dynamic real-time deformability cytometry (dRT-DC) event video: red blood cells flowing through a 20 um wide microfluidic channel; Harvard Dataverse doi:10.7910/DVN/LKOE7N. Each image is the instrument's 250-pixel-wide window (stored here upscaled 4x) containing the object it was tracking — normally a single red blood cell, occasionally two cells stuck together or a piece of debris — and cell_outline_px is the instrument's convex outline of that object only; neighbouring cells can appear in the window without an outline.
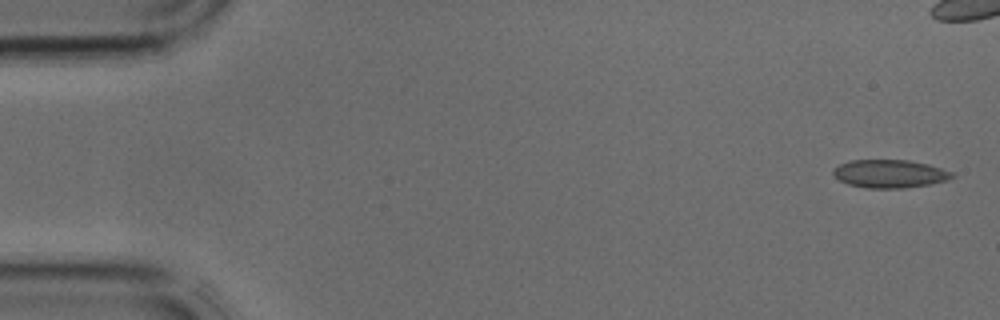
{"species": "common noctule bat (a hibernating species)", "species_latin": "Nyctalus noctula", "temperature_condition": "cold", "stored_images_in_passage": 5, "camera_frame_rate_fps": 3000, "um_per_image_px": 0.085, "animal": {"sex": "male", "body_mass_g": 17.9, "forearm_length_mm": 54.2}, "frame": {"image": 1, "passage_image": 1, "time_ms": 0.0, "image_size_px": [1000, 320], "cell_outline_px": [[956, 176], [948, 180], [928, 184], [904, 188], [864, 188], [848, 184], [832, 176], [832, 168], [848, 160], [908, 160], [928, 164], [952, 172]], "centroid_in_image_um": [75.58, 14.77], "position_along_channel_um": 9.4, "area_um2": 19.59}}